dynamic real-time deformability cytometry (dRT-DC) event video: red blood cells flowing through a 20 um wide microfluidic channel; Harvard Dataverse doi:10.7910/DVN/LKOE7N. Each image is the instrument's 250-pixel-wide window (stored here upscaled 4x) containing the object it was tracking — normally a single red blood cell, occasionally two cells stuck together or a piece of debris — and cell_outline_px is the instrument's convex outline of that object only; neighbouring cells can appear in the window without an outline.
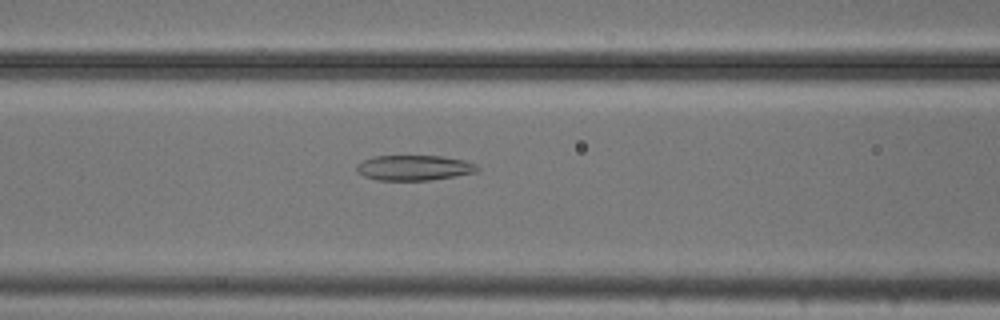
{"species": "common noctule bat (a hibernating species)", "species_latin": "Nyctalus noctula", "temperature_condition": "cold", "stored_images_in_passage": 35, "camera_frame_rate_fps": 3000, "um_per_image_px": 0.085, "animal": {"sex": "male", "body_mass_g": 20.5, "forearm_length_mm": 52.5}, "frame": {"image": 1, "passage_image": 10, "time_ms": 3.0, "image_size_px": [1000, 320], "cell_outline_px": [[480, 168], [476, 172], [456, 176], [428, 180], [376, 180], [364, 176], [356, 172], [356, 164], [372, 156], [440, 156], [464, 160], [476, 164]], "centroid_in_image_um": [35.17, 14.26], "position_along_channel_um": 131.4, "area_um2": 17.8}}
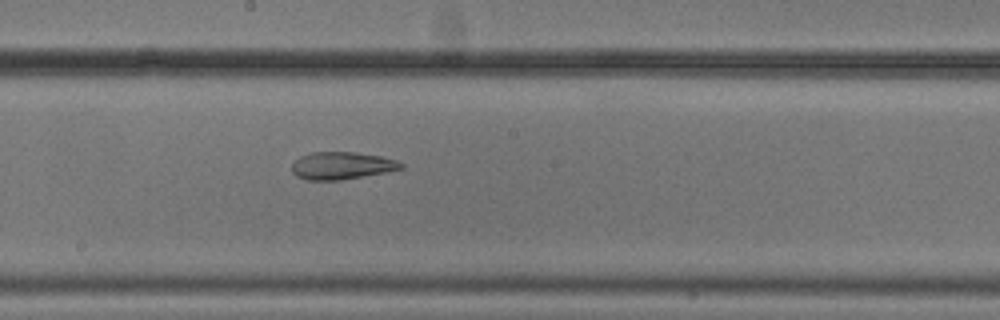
{"frame": {"image": 2, "passage_image": 17, "time_ms": 5.333, "image_size_px": [1000, 320], "cell_outline_px": [[404, 168], [388, 172], [340, 180], [308, 180], [296, 176], [292, 172], [292, 164], [300, 156], [312, 152], [356, 152], [380, 156], [396, 160], [404, 164]], "centroid_in_image_um": [29.06, 14.08], "position_along_channel_um": 219.1, "area_um2": 17.51}}
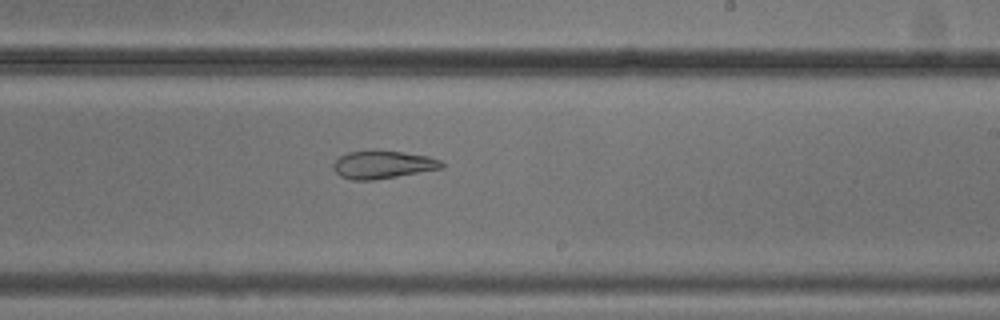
{"frame": {"image": 3, "passage_image": 20, "time_ms": 6.333, "image_size_px": [1000, 320], "cell_outline_px": [[444, 168], [372, 180], [352, 180], [340, 176], [332, 168], [332, 164], [340, 156], [348, 152], [404, 152], [428, 156], [440, 160], [444, 164]], "centroid_in_image_um": [32.54, 14.01], "position_along_channel_um": 256.5, "area_um2": 17.17}, "authors_computed_cell_mechanics": {"area_um2": 18.6694, "velocity_mm_per_s": 3.7476, "shape_relaxation_time_tau1_ms": null, "shape_relaxation_time_tau2_ms": 3.6267, "deformation_change_tau1": null, "deformation_change_tau2": 0.1175}}